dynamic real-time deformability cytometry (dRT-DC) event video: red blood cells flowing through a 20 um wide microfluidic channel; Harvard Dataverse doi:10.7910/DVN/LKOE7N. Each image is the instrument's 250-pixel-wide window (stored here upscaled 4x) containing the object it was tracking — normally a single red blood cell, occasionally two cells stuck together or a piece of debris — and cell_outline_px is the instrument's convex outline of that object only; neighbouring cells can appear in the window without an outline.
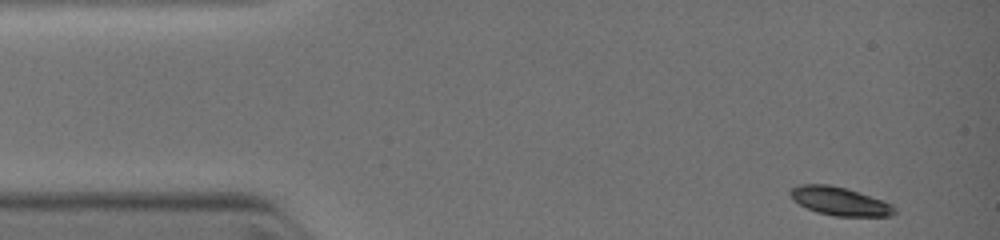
{"species": "common noctule bat (a hibernating species)", "species_latin": "Nyctalus noctula", "temperature_condition": "warm", "stored_images_in_passage": 51, "camera_frame_rate_fps": 3000, "um_per_image_px": 0.085, "animal": {"sex": "female", "body_mass_g": 19.0, "forearm_length_mm": 51.5}, "frame": {"image": 1, "passage_image": 1, "time_ms": 0.0, "image_size_px": [1000, 240], "cell_outline_px": [[896, 212], [892, 216], [832, 216], [816, 212], [792, 200], [788, 192], [796, 184], [828, 184], [848, 188], [884, 200], [892, 204], [896, 208]], "centroid_in_image_um": [71.38, 17.09], "position_along_channel_um": 13.6, "area_um2": 17.57}}
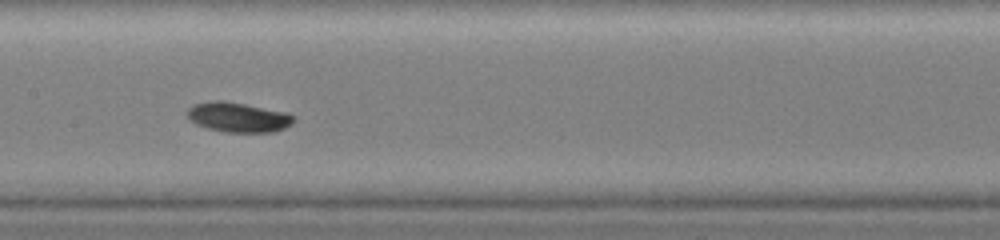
{"frame": {"image": 2, "passage_image": 28, "time_ms": 5.333, "image_size_px": [1000, 240], "cell_outline_px": [[296, 116], [292, 124], [284, 128], [272, 132], [224, 132], [208, 128], [196, 124], [188, 116], [188, 108], [192, 104], [208, 100], [224, 100], [288, 112]], "centroid_in_image_um": [20.26, 9.95], "position_along_channel_um": 187.1, "area_um2": 18.67}}
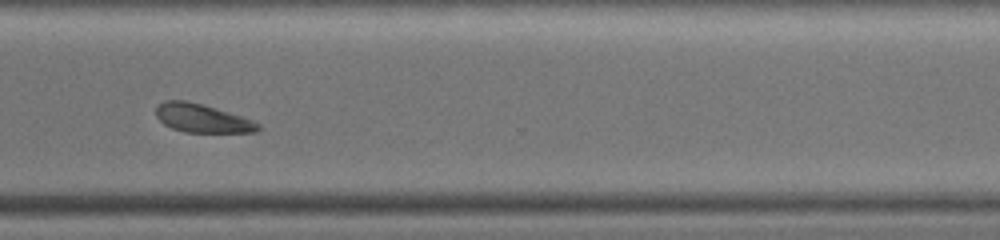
{"frame": {"image": 3, "passage_image": 50, "time_ms": 8.667, "image_size_px": [1000, 240], "cell_outline_px": [[260, 132], [184, 132], [172, 128], [164, 124], [156, 116], [156, 104], [164, 100], [184, 100], [216, 108], [252, 120], [260, 124]], "centroid_in_image_um": [17.16, 10.05], "position_along_channel_um": 353.4, "area_um2": 16.88}}